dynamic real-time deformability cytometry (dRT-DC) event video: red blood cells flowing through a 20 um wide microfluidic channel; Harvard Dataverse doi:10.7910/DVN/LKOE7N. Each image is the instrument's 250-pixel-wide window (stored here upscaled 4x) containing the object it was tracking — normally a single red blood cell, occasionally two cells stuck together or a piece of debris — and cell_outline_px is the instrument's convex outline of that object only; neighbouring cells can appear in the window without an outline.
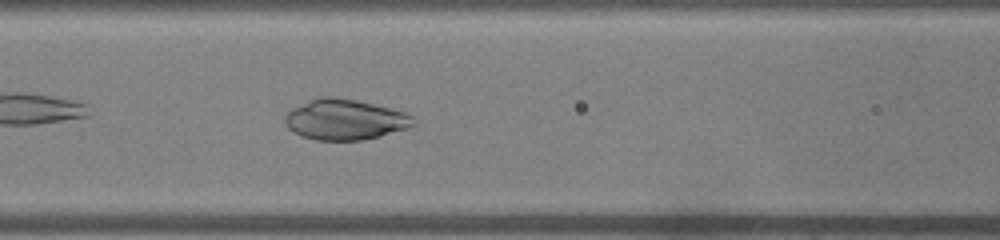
{"species": "common noctule bat (a hibernating species)", "species_latin": "Nyctalus noctula", "temperature_condition": "warm", "stored_images_in_passage": 23, "camera_frame_rate_fps": 3000, "um_per_image_px": 0.085, "animal": {"sex": "male", "body_mass_g": 19.0, "forearm_length_mm": 50.8}, "frame": {"image": 1, "passage_image": 8, "time_ms": 2.333, "image_size_px": [1000, 240], "cell_outline_px": [[416, 124], [408, 128], [380, 136], [360, 140], [316, 140], [300, 136], [288, 128], [284, 120], [284, 116], [292, 108], [308, 100], [320, 96], [332, 96], [356, 100], [404, 112], [412, 116]], "centroid_in_image_um": [29.28, 10.16], "position_along_channel_um": 137.3, "area_um2": 30.29}}
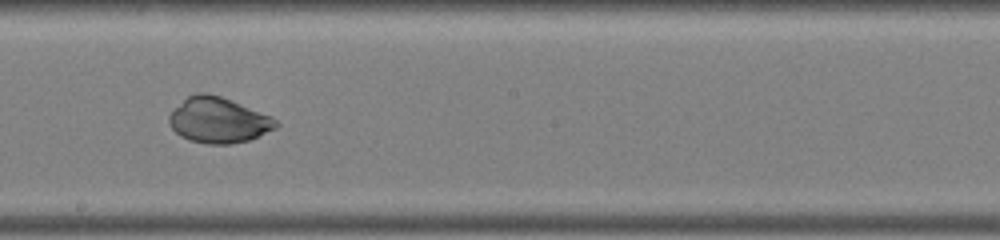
{"frame": {"image": 2, "passage_image": 15, "time_ms": 4.667, "image_size_px": [1000, 240], "cell_outline_px": [[280, 124], [276, 128], [248, 140], [232, 144], [204, 144], [188, 140], [180, 136], [172, 128], [168, 120], [168, 116], [188, 96], [196, 92], [208, 92], [220, 96], [272, 116]], "centroid_in_image_um": [18.56, 10.22], "position_along_channel_um": 229.6, "area_um2": 28.26}}
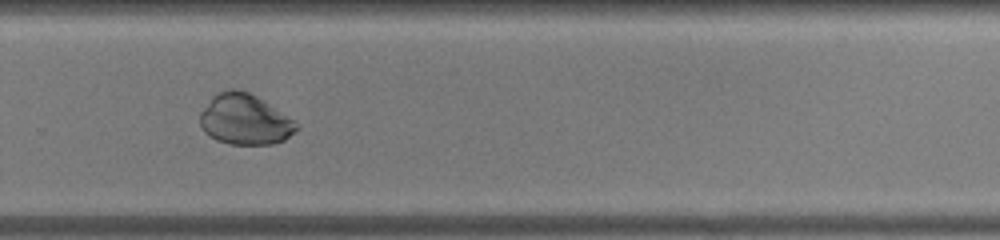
{"frame": {"image": 3, "passage_image": 21, "time_ms": 6.667, "image_size_px": [1000, 240], "cell_outline_px": [[300, 128], [284, 140], [272, 144], [228, 144], [216, 140], [204, 132], [200, 124], [200, 112], [212, 96], [220, 92], [232, 88], [236, 88], [248, 92], [256, 96], [292, 120]], "centroid_in_image_um": [20.77, 10.16], "position_along_channel_um": 309.0, "area_um2": 28.09}}